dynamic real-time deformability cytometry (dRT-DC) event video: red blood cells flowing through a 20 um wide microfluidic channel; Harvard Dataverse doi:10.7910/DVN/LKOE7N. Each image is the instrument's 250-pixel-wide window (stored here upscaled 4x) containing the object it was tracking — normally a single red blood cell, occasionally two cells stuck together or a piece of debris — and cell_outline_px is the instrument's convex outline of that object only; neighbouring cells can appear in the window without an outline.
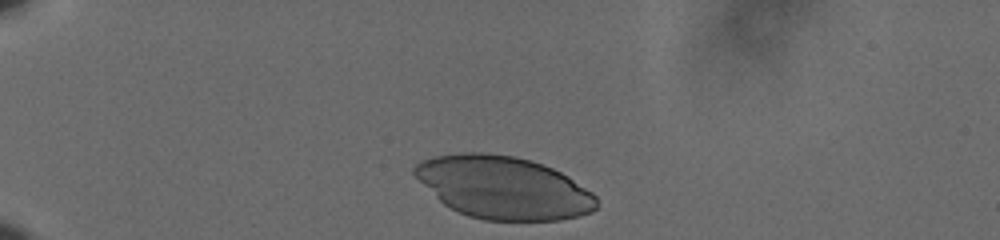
{"species": "human", "species_latin": "Homo sapiens", "temperature_condition": "cold", "stored_images_in_passage": 38, "camera_frame_rate_fps": 3000, "um_per_image_px": 0.085, "donor": {"sex": "male"}, "frame": {"image": 1, "passage_image": 1, "time_ms": 0.0, "image_size_px": [1000, 240], "cell_outline_px": [[596, 208], [592, 212], [580, 216], [560, 220], [484, 220], [468, 216], [444, 204], [412, 172], [412, 168], [416, 164], [424, 160], [436, 156], [460, 152], [480, 152], [512, 156], [528, 160], [552, 168], [568, 176], [592, 192], [596, 196]], "centroid_in_image_um": [42.81, 15.94], "position_along_channel_um": 42.2, "area_um2": 65.78}}